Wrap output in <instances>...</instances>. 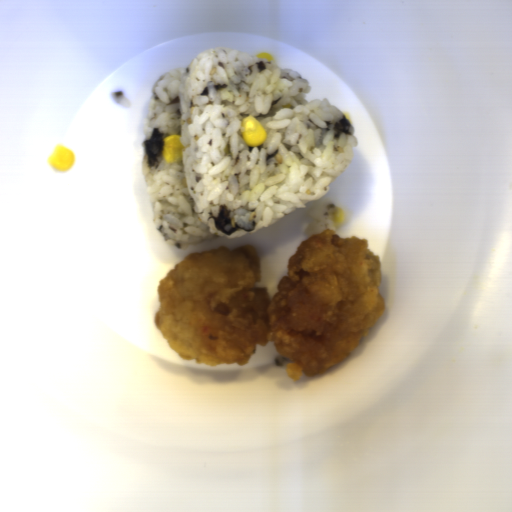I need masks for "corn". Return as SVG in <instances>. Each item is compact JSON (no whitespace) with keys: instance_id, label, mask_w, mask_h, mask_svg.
Instances as JSON below:
<instances>
[{"instance_id":"1","label":"corn","mask_w":512,"mask_h":512,"mask_svg":"<svg viewBox=\"0 0 512 512\" xmlns=\"http://www.w3.org/2000/svg\"><path fill=\"white\" fill-rule=\"evenodd\" d=\"M240 133L250 147H260L267 139L265 128L254 116L248 115L241 120Z\"/></svg>"},{"instance_id":"2","label":"corn","mask_w":512,"mask_h":512,"mask_svg":"<svg viewBox=\"0 0 512 512\" xmlns=\"http://www.w3.org/2000/svg\"><path fill=\"white\" fill-rule=\"evenodd\" d=\"M186 149L178 134L163 138L161 142V158L167 162H177Z\"/></svg>"},{"instance_id":"3","label":"corn","mask_w":512,"mask_h":512,"mask_svg":"<svg viewBox=\"0 0 512 512\" xmlns=\"http://www.w3.org/2000/svg\"><path fill=\"white\" fill-rule=\"evenodd\" d=\"M47 161L54 169L60 172H66L74 165L75 156L72 151L63 145L56 146Z\"/></svg>"},{"instance_id":"4","label":"corn","mask_w":512,"mask_h":512,"mask_svg":"<svg viewBox=\"0 0 512 512\" xmlns=\"http://www.w3.org/2000/svg\"><path fill=\"white\" fill-rule=\"evenodd\" d=\"M332 217L335 221L336 224H341L343 223L344 219H345V212L343 211L342 208H334L333 212H332Z\"/></svg>"},{"instance_id":"5","label":"corn","mask_w":512,"mask_h":512,"mask_svg":"<svg viewBox=\"0 0 512 512\" xmlns=\"http://www.w3.org/2000/svg\"><path fill=\"white\" fill-rule=\"evenodd\" d=\"M256 58H262L266 61H275V57L267 51H262Z\"/></svg>"}]
</instances>
